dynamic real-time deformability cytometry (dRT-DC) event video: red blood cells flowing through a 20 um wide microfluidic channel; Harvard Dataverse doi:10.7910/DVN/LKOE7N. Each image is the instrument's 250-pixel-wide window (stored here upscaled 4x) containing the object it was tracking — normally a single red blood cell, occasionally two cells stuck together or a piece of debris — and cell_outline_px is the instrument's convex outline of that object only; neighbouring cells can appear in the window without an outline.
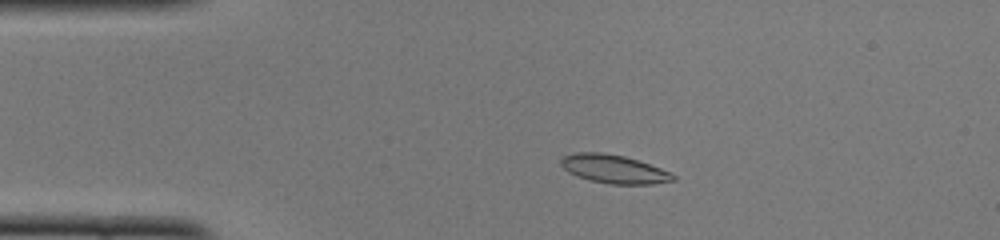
{"species": "common noctule bat (a hibernating species)", "species_latin": "Nyctalus noctula", "temperature_condition": "cold", "stored_images_in_passage": 47, "camera_frame_rate_fps": 3000, "um_per_image_px": 0.085, "animal": {"sex": "female", "body_mass_g": 22.0, "forearm_length_mm": 56.7}, "frame": {"image": 1, "passage_image": 7, "time_ms": 2.0, "image_size_px": [1000, 240], "cell_outline_px": [[676, 180], [652, 184], [608, 184], [588, 180], [576, 176], [568, 172], [560, 164], [560, 160], [564, 156], [576, 152], [600, 152], [624, 156], [672, 172], [676, 176]], "centroid_in_image_um": [52.17, 14.38], "position_along_channel_um": 32.8, "area_um2": 18.67}}
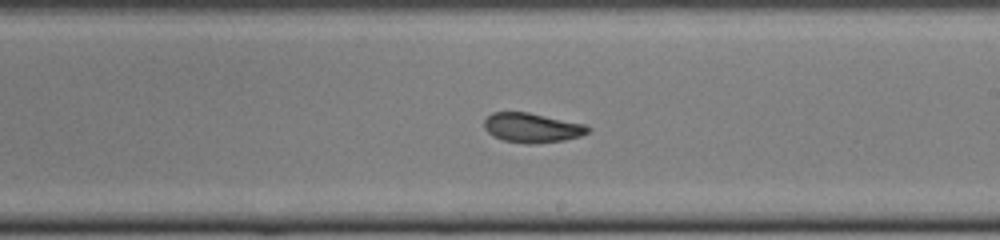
{"frame": {"image": 2, "passage_image": 26, "time_ms": 8.333, "image_size_px": [1000, 240], "cell_outline_px": [[592, 128], [588, 132], [580, 136], [564, 140], [532, 144], [528, 144], [504, 140], [492, 136], [484, 128], [484, 120], [492, 112], [528, 112], [584, 124]], "centroid_in_image_um": [45.21, 10.86], "position_along_channel_um": 243.8, "area_um2": 17.8}}
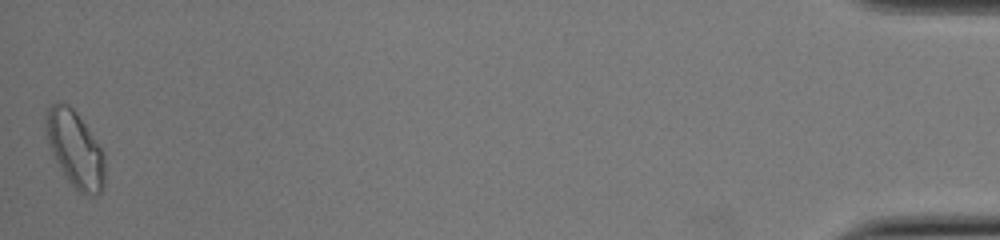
{"frame": {"image": 3, "passage_image": 47, "time_ms": 15.333, "image_size_px": [1000, 240], "cell_outline_px": [[104, 184], [100, 192], [92, 196], [88, 196], [80, 192], [68, 180], [56, 160], [52, 152], [44, 128], [44, 116], [48, 108], [56, 100], [60, 100], [68, 104], [76, 112], [100, 148], [104, 156]], "centroid_in_image_um": [6.35, 12.63], "position_along_channel_um": 428.9, "area_um2": 25.78}, "authors_computed_cell_mechanics": {"area_um2": 18.0914, "velocity_mm_per_s": 3.9792, "shape_relaxation_time_tau1_ms": 7.1128, "shape_relaxation_time_tau2_ms": 1.3475, "deformation_change_tau1": 0.1943, "deformation_change_tau2": 0.0677}}